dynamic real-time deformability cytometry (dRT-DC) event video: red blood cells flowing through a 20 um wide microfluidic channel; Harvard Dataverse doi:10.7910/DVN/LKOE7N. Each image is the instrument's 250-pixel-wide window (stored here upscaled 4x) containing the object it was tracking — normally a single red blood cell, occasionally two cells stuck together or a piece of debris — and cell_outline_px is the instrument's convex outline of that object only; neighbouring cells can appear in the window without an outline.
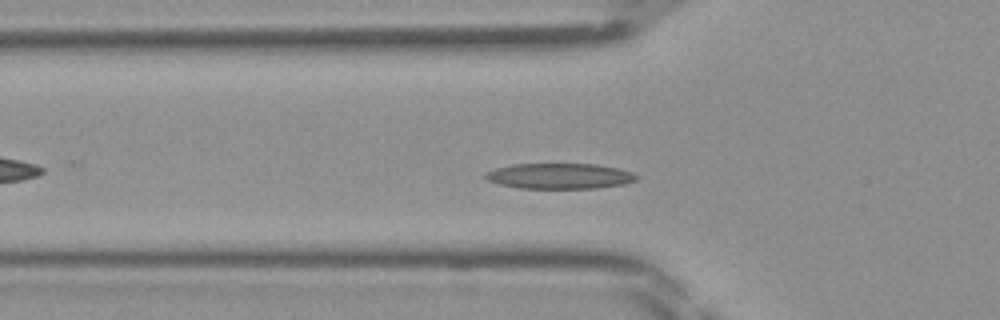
{"species": "Egyptian fruit bat (a non-hibernating species)", "species_latin": "Rousettus aegyptiacus", "temperature_condition": "room temperature", "stored_images_in_passage": 43, "camera_frame_rate_fps": 3000, "um_per_image_px": 0.085, "frame": {"image": 1, "passage_image": 11, "time_ms": 3.333, "image_size_px": [1000, 320], "cell_outline_px": [[640, 176], [636, 180], [624, 184], [596, 188], [520, 188], [500, 184], [488, 180], [484, 176], [484, 172], [496, 168], [512, 164], [596, 164], [620, 168], [632, 172]], "centroid_in_image_um": [47.59, 14.96], "position_along_channel_um": 78.2, "area_um2": 22.54}}
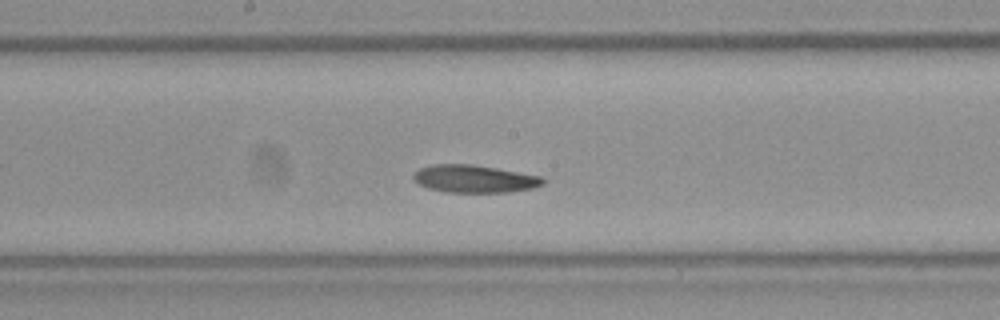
{"frame": {"image": 2, "passage_image": 20, "time_ms": 6.333, "image_size_px": [1000, 320], "cell_outline_px": [[544, 184], [532, 188], [508, 192], [448, 192], [428, 188], [416, 184], [412, 180], [412, 176], [420, 168], [432, 164], [472, 164], [496, 168], [540, 176], [544, 180]], "centroid_in_image_um": [40.27, 15.2], "position_along_channel_um": 207.9, "area_um2": 20.81}}
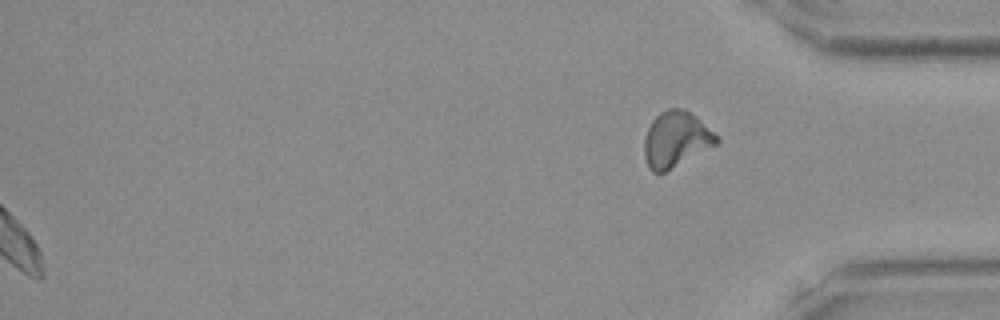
{"frame": {"image": 3, "passage_image": 43, "time_ms": 14.0, "image_size_px": [1000, 320], "cell_outline_px": [[720, 140], [716, 144], [664, 172], [652, 172], [648, 168], [644, 156], [644, 140], [648, 128], [652, 120], [660, 112], [668, 108], [684, 108], [696, 116], [720, 136]], "centroid_in_image_um": [57.46, 11.82], "position_along_channel_um": 377.7, "area_um2": 23.41}}